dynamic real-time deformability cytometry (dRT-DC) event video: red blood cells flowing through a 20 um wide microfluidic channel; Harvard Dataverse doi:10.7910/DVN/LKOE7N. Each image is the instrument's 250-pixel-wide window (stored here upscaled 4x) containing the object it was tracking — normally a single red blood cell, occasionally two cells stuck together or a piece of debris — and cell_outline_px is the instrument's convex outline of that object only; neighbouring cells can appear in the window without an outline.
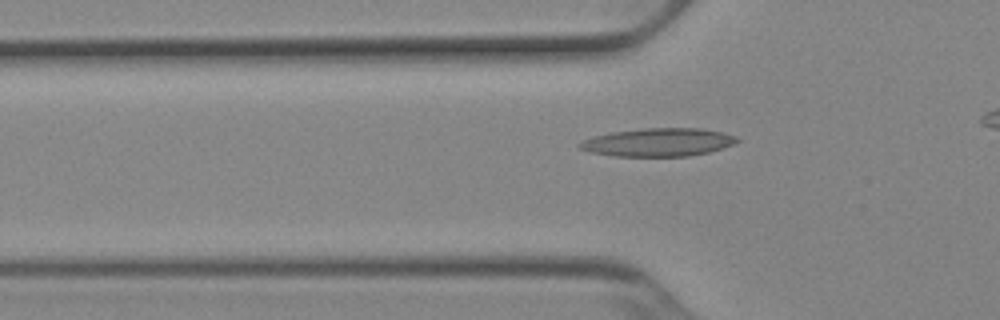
{"species": "Egyptian fruit bat (a non-hibernating species)", "species_latin": "Rousettus aegyptiacus", "temperature_condition": "cold", "stored_images_in_passage": 36, "camera_frame_rate_fps": 3000, "um_per_image_px": 0.085, "animal": {"sex": "female"}, "frame": {"image": 1, "passage_image": 10, "time_ms": 3.0, "image_size_px": [1000, 320], "cell_outline_px": [[740, 140], [732, 144], [708, 152], [688, 156], [616, 156], [592, 152], [580, 148], [576, 144], [584, 140], [596, 136], [612, 132], [644, 128], [700, 128], [724, 132], [736, 136]], "centroid_in_image_um": [55.97, 12.08], "position_along_channel_um": 69.8, "area_um2": 25.55}}
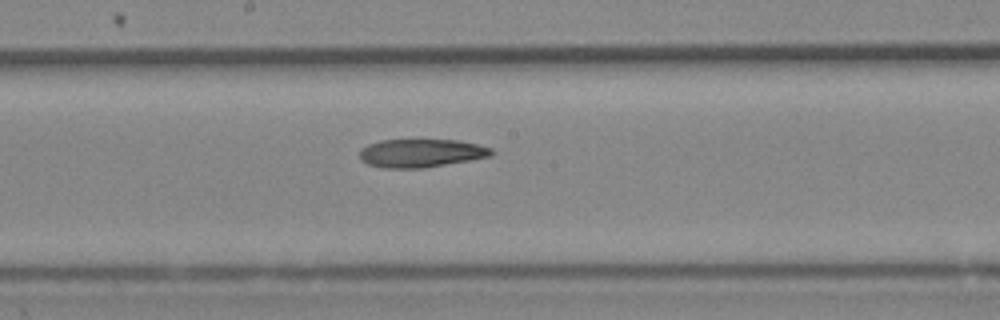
{"frame": {"image": 2, "passage_image": 21, "time_ms": 6.667, "image_size_px": [1000, 320], "cell_outline_px": [[496, 152], [492, 156], [420, 168], [384, 168], [368, 164], [360, 160], [360, 148], [368, 144], [380, 140], [456, 140], [476, 144], [492, 148]], "centroid_in_image_um": [35.77, 13.01], "position_along_channel_um": 212.4, "area_um2": 21.62}}
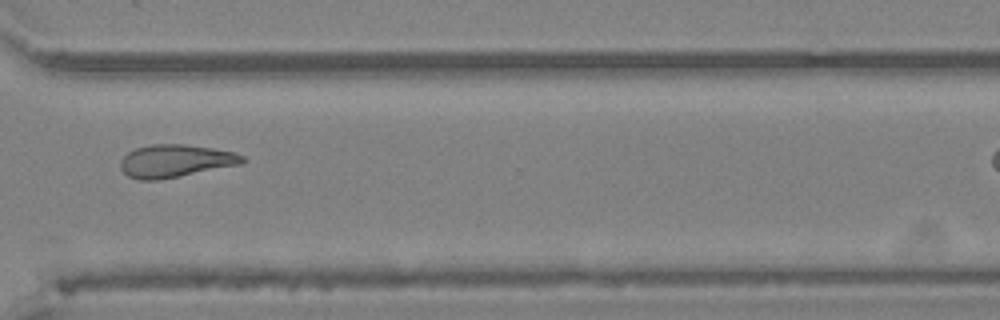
{"frame": {"image": 3, "passage_image": 32, "time_ms": 10.333, "image_size_px": [1000, 320], "cell_outline_px": [[244, 164], [160, 180], [140, 180], [128, 176], [120, 168], [120, 160], [128, 152], [136, 148], [152, 144], [184, 144], [212, 148], [232, 152], [244, 156]], "centroid_in_image_um": [14.91, 13.69], "position_along_channel_um": 355.7, "area_um2": 23.35}}